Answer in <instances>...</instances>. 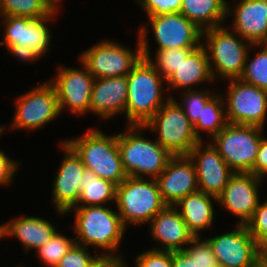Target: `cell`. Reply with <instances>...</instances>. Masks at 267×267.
Returning <instances> with one entry per match:
<instances>
[{"label":"cell","instance_id":"6da1fadb","mask_svg":"<svg viewBox=\"0 0 267 267\" xmlns=\"http://www.w3.org/2000/svg\"><path fill=\"white\" fill-rule=\"evenodd\" d=\"M75 209V225L76 234L75 243L88 247L94 245L96 248L108 250L109 254H103L123 262L120 255H113L119 248V244L127 229L118 212L105 206H74L66 213ZM78 239V240H77Z\"/></svg>","mask_w":267,"mask_h":267},{"label":"cell","instance_id":"7a4b0ae2","mask_svg":"<svg viewBox=\"0 0 267 267\" xmlns=\"http://www.w3.org/2000/svg\"><path fill=\"white\" fill-rule=\"evenodd\" d=\"M128 98L125 114L128 125H145L165 104L163 85L166 80L144 57L133 66L127 75Z\"/></svg>","mask_w":267,"mask_h":267},{"label":"cell","instance_id":"3957f363","mask_svg":"<svg viewBox=\"0 0 267 267\" xmlns=\"http://www.w3.org/2000/svg\"><path fill=\"white\" fill-rule=\"evenodd\" d=\"M127 126L124 134L117 135L120 158L127 176L144 178L147 175L156 179L173 155L156 140L151 141L137 132L144 131V125Z\"/></svg>","mask_w":267,"mask_h":267},{"label":"cell","instance_id":"277c9868","mask_svg":"<svg viewBox=\"0 0 267 267\" xmlns=\"http://www.w3.org/2000/svg\"><path fill=\"white\" fill-rule=\"evenodd\" d=\"M88 130L82 137L64 142L75 151L85 168L118 186L128 176L120 158L117 135L107 136L95 128Z\"/></svg>","mask_w":267,"mask_h":267},{"label":"cell","instance_id":"5b68a950","mask_svg":"<svg viewBox=\"0 0 267 267\" xmlns=\"http://www.w3.org/2000/svg\"><path fill=\"white\" fill-rule=\"evenodd\" d=\"M115 202L125 227L150 222L166 206L156 179L131 176L116 186Z\"/></svg>","mask_w":267,"mask_h":267},{"label":"cell","instance_id":"8992f818","mask_svg":"<svg viewBox=\"0 0 267 267\" xmlns=\"http://www.w3.org/2000/svg\"><path fill=\"white\" fill-rule=\"evenodd\" d=\"M58 9L48 17L32 19L21 16H1L5 26L4 40L0 46L5 47L15 57L23 61H37L49 48L51 31L47 23L56 16ZM49 21V22H48Z\"/></svg>","mask_w":267,"mask_h":267},{"label":"cell","instance_id":"52a82bcc","mask_svg":"<svg viewBox=\"0 0 267 267\" xmlns=\"http://www.w3.org/2000/svg\"><path fill=\"white\" fill-rule=\"evenodd\" d=\"M234 33L232 34V31L226 30L222 25L202 31V39L205 36L206 43L201 44L207 51L214 80L218 79V75L225 80L238 79L243 72L248 49L252 43L241 36L239 39L236 36L237 33Z\"/></svg>","mask_w":267,"mask_h":267},{"label":"cell","instance_id":"ba28073f","mask_svg":"<svg viewBox=\"0 0 267 267\" xmlns=\"http://www.w3.org/2000/svg\"><path fill=\"white\" fill-rule=\"evenodd\" d=\"M168 98V99H167ZM166 103L144 125L158 134L157 142L173 156L188 155L200 140L193 124L173 97H167Z\"/></svg>","mask_w":267,"mask_h":267},{"label":"cell","instance_id":"9c48e42d","mask_svg":"<svg viewBox=\"0 0 267 267\" xmlns=\"http://www.w3.org/2000/svg\"><path fill=\"white\" fill-rule=\"evenodd\" d=\"M261 131L259 126L228 123L210 142L234 173H251L263 137Z\"/></svg>","mask_w":267,"mask_h":267},{"label":"cell","instance_id":"30bf717a","mask_svg":"<svg viewBox=\"0 0 267 267\" xmlns=\"http://www.w3.org/2000/svg\"><path fill=\"white\" fill-rule=\"evenodd\" d=\"M135 53V54H134ZM141 42L138 39L136 52L118 42L100 41L80 55V63L95 78L127 76L141 59Z\"/></svg>","mask_w":267,"mask_h":267},{"label":"cell","instance_id":"8fae6325","mask_svg":"<svg viewBox=\"0 0 267 267\" xmlns=\"http://www.w3.org/2000/svg\"><path fill=\"white\" fill-rule=\"evenodd\" d=\"M42 83L17 98L11 129L35 130L59 117L61 112L55 87L50 81Z\"/></svg>","mask_w":267,"mask_h":267},{"label":"cell","instance_id":"7c38bea8","mask_svg":"<svg viewBox=\"0 0 267 267\" xmlns=\"http://www.w3.org/2000/svg\"><path fill=\"white\" fill-rule=\"evenodd\" d=\"M225 105L230 124L264 127L267 91L238 79H230ZM227 102V103H226Z\"/></svg>","mask_w":267,"mask_h":267},{"label":"cell","instance_id":"4fadbf2b","mask_svg":"<svg viewBox=\"0 0 267 267\" xmlns=\"http://www.w3.org/2000/svg\"><path fill=\"white\" fill-rule=\"evenodd\" d=\"M217 262L224 267H258L257 242L246 225L238 224L231 232L206 239Z\"/></svg>","mask_w":267,"mask_h":267},{"label":"cell","instance_id":"5bb4252c","mask_svg":"<svg viewBox=\"0 0 267 267\" xmlns=\"http://www.w3.org/2000/svg\"><path fill=\"white\" fill-rule=\"evenodd\" d=\"M82 67L84 70L58 67L56 78L50 81L57 93L60 112L66 108L79 115L89 112L95 78L84 65Z\"/></svg>","mask_w":267,"mask_h":267},{"label":"cell","instance_id":"9a60e30c","mask_svg":"<svg viewBox=\"0 0 267 267\" xmlns=\"http://www.w3.org/2000/svg\"><path fill=\"white\" fill-rule=\"evenodd\" d=\"M202 143L203 141L198 142L188 156L196 169L199 191L217 197L224 190L234 172L211 142L206 143L203 150Z\"/></svg>","mask_w":267,"mask_h":267},{"label":"cell","instance_id":"2e32d148","mask_svg":"<svg viewBox=\"0 0 267 267\" xmlns=\"http://www.w3.org/2000/svg\"><path fill=\"white\" fill-rule=\"evenodd\" d=\"M261 179L252 173H234L217 196L218 204L224 205L227 211L240 218L239 224L245 225L258 206Z\"/></svg>","mask_w":267,"mask_h":267},{"label":"cell","instance_id":"e0dca14e","mask_svg":"<svg viewBox=\"0 0 267 267\" xmlns=\"http://www.w3.org/2000/svg\"><path fill=\"white\" fill-rule=\"evenodd\" d=\"M148 18L159 46L157 50L202 45V30L180 12Z\"/></svg>","mask_w":267,"mask_h":267},{"label":"cell","instance_id":"ac0fdd59","mask_svg":"<svg viewBox=\"0 0 267 267\" xmlns=\"http://www.w3.org/2000/svg\"><path fill=\"white\" fill-rule=\"evenodd\" d=\"M62 142L60 145L66 155L64 154L59 170L54 176L52 188L54 208L61 216L66 215V212L78 203L81 194L79 182L85 171L79 156L66 142Z\"/></svg>","mask_w":267,"mask_h":267},{"label":"cell","instance_id":"d6986e66","mask_svg":"<svg viewBox=\"0 0 267 267\" xmlns=\"http://www.w3.org/2000/svg\"><path fill=\"white\" fill-rule=\"evenodd\" d=\"M156 180L163 202L170 206L199 190L196 169L188 155L173 156Z\"/></svg>","mask_w":267,"mask_h":267},{"label":"cell","instance_id":"ffe728a7","mask_svg":"<svg viewBox=\"0 0 267 267\" xmlns=\"http://www.w3.org/2000/svg\"><path fill=\"white\" fill-rule=\"evenodd\" d=\"M149 228L153 239L161 245L154 250L180 251L194 238L177 208L170 205H166L150 220Z\"/></svg>","mask_w":267,"mask_h":267},{"label":"cell","instance_id":"44dd1931","mask_svg":"<svg viewBox=\"0 0 267 267\" xmlns=\"http://www.w3.org/2000/svg\"><path fill=\"white\" fill-rule=\"evenodd\" d=\"M128 98L127 76L95 79L92 86L90 113L102 119L125 112Z\"/></svg>","mask_w":267,"mask_h":267},{"label":"cell","instance_id":"7402d4cb","mask_svg":"<svg viewBox=\"0 0 267 267\" xmlns=\"http://www.w3.org/2000/svg\"><path fill=\"white\" fill-rule=\"evenodd\" d=\"M232 31L252 44L267 43V0H240Z\"/></svg>","mask_w":267,"mask_h":267},{"label":"cell","instance_id":"603a6c76","mask_svg":"<svg viewBox=\"0 0 267 267\" xmlns=\"http://www.w3.org/2000/svg\"><path fill=\"white\" fill-rule=\"evenodd\" d=\"M56 232L55 226L39 217H19L8 224L0 225L1 238L14 236L23 244L24 249H39Z\"/></svg>","mask_w":267,"mask_h":267},{"label":"cell","instance_id":"cb8c5ba5","mask_svg":"<svg viewBox=\"0 0 267 267\" xmlns=\"http://www.w3.org/2000/svg\"><path fill=\"white\" fill-rule=\"evenodd\" d=\"M212 198L217 201L216 196L198 190L183 197L174 205L176 208L180 207L177 211L194 237H199V232L209 228L213 223L215 210Z\"/></svg>","mask_w":267,"mask_h":267},{"label":"cell","instance_id":"d4e9b609","mask_svg":"<svg viewBox=\"0 0 267 267\" xmlns=\"http://www.w3.org/2000/svg\"><path fill=\"white\" fill-rule=\"evenodd\" d=\"M214 81L207 51L200 45L187 58L183 60L181 65L166 79V83L172 89L184 88L191 90L195 84ZM189 88V89H188Z\"/></svg>","mask_w":267,"mask_h":267},{"label":"cell","instance_id":"484cf974","mask_svg":"<svg viewBox=\"0 0 267 267\" xmlns=\"http://www.w3.org/2000/svg\"><path fill=\"white\" fill-rule=\"evenodd\" d=\"M225 0H182L180 13L202 31L221 26L230 12Z\"/></svg>","mask_w":267,"mask_h":267},{"label":"cell","instance_id":"4316f807","mask_svg":"<svg viewBox=\"0 0 267 267\" xmlns=\"http://www.w3.org/2000/svg\"><path fill=\"white\" fill-rule=\"evenodd\" d=\"M146 25L140 27L139 38L141 42L142 57L147 58L156 71L166 80L183 62L186 58L198 47H185V48H169L157 50L156 64L151 58V53L147 40Z\"/></svg>","mask_w":267,"mask_h":267},{"label":"cell","instance_id":"83f0119b","mask_svg":"<svg viewBox=\"0 0 267 267\" xmlns=\"http://www.w3.org/2000/svg\"><path fill=\"white\" fill-rule=\"evenodd\" d=\"M79 188L81 194L75 206H103L107 202L115 201L116 185L98 177L87 168L79 182Z\"/></svg>","mask_w":267,"mask_h":267},{"label":"cell","instance_id":"f1b7e54d","mask_svg":"<svg viewBox=\"0 0 267 267\" xmlns=\"http://www.w3.org/2000/svg\"><path fill=\"white\" fill-rule=\"evenodd\" d=\"M224 98L215 94L204 106L197 122L193 125L194 132L200 141L201 132L206 131L210 137L217 135L227 124Z\"/></svg>","mask_w":267,"mask_h":267},{"label":"cell","instance_id":"f546056e","mask_svg":"<svg viewBox=\"0 0 267 267\" xmlns=\"http://www.w3.org/2000/svg\"><path fill=\"white\" fill-rule=\"evenodd\" d=\"M56 10L49 0H0V16L38 19L52 15Z\"/></svg>","mask_w":267,"mask_h":267},{"label":"cell","instance_id":"4dcf8cb0","mask_svg":"<svg viewBox=\"0 0 267 267\" xmlns=\"http://www.w3.org/2000/svg\"><path fill=\"white\" fill-rule=\"evenodd\" d=\"M251 47H261V50L250 62L249 50L239 79L267 91V43L252 44Z\"/></svg>","mask_w":267,"mask_h":267},{"label":"cell","instance_id":"1f68e13d","mask_svg":"<svg viewBox=\"0 0 267 267\" xmlns=\"http://www.w3.org/2000/svg\"><path fill=\"white\" fill-rule=\"evenodd\" d=\"M74 244V238L69 239L56 231L36 252L46 266L55 267Z\"/></svg>","mask_w":267,"mask_h":267},{"label":"cell","instance_id":"d6a6232c","mask_svg":"<svg viewBox=\"0 0 267 267\" xmlns=\"http://www.w3.org/2000/svg\"><path fill=\"white\" fill-rule=\"evenodd\" d=\"M202 91L187 90L182 97L181 105L177 102L193 125L197 122L206 103L215 95L214 93L211 94L209 90Z\"/></svg>","mask_w":267,"mask_h":267},{"label":"cell","instance_id":"836d02e7","mask_svg":"<svg viewBox=\"0 0 267 267\" xmlns=\"http://www.w3.org/2000/svg\"><path fill=\"white\" fill-rule=\"evenodd\" d=\"M188 245L189 248H184L183 251L190 257L194 258L195 262L199 267H212L217 264V259L209 242L205 240H200L199 237H194Z\"/></svg>","mask_w":267,"mask_h":267},{"label":"cell","instance_id":"e575fe53","mask_svg":"<svg viewBox=\"0 0 267 267\" xmlns=\"http://www.w3.org/2000/svg\"><path fill=\"white\" fill-rule=\"evenodd\" d=\"M87 249L75 243L55 267H89L100 255L91 256Z\"/></svg>","mask_w":267,"mask_h":267},{"label":"cell","instance_id":"d590c367","mask_svg":"<svg viewBox=\"0 0 267 267\" xmlns=\"http://www.w3.org/2000/svg\"><path fill=\"white\" fill-rule=\"evenodd\" d=\"M245 225L256 242L267 236V200L264 203L259 201L251 219Z\"/></svg>","mask_w":267,"mask_h":267},{"label":"cell","instance_id":"8d00e7d4","mask_svg":"<svg viewBox=\"0 0 267 267\" xmlns=\"http://www.w3.org/2000/svg\"><path fill=\"white\" fill-rule=\"evenodd\" d=\"M147 16L179 13L182 0H138Z\"/></svg>","mask_w":267,"mask_h":267},{"label":"cell","instance_id":"74e56055","mask_svg":"<svg viewBox=\"0 0 267 267\" xmlns=\"http://www.w3.org/2000/svg\"><path fill=\"white\" fill-rule=\"evenodd\" d=\"M172 252L150 249L136 257L137 267H171Z\"/></svg>","mask_w":267,"mask_h":267},{"label":"cell","instance_id":"f35d334b","mask_svg":"<svg viewBox=\"0 0 267 267\" xmlns=\"http://www.w3.org/2000/svg\"><path fill=\"white\" fill-rule=\"evenodd\" d=\"M18 167V162L10 159L2 150H0V185L10 184Z\"/></svg>","mask_w":267,"mask_h":267},{"label":"cell","instance_id":"ab89813d","mask_svg":"<svg viewBox=\"0 0 267 267\" xmlns=\"http://www.w3.org/2000/svg\"><path fill=\"white\" fill-rule=\"evenodd\" d=\"M251 173L262 178L267 175V138H261L255 164Z\"/></svg>","mask_w":267,"mask_h":267},{"label":"cell","instance_id":"60d3db41","mask_svg":"<svg viewBox=\"0 0 267 267\" xmlns=\"http://www.w3.org/2000/svg\"><path fill=\"white\" fill-rule=\"evenodd\" d=\"M171 267H199L194 258H190L183 250L172 252Z\"/></svg>","mask_w":267,"mask_h":267},{"label":"cell","instance_id":"b9f144b4","mask_svg":"<svg viewBox=\"0 0 267 267\" xmlns=\"http://www.w3.org/2000/svg\"><path fill=\"white\" fill-rule=\"evenodd\" d=\"M89 267H123V263L119 260L108 256H103L101 254L99 258Z\"/></svg>","mask_w":267,"mask_h":267},{"label":"cell","instance_id":"7bdbcfd3","mask_svg":"<svg viewBox=\"0 0 267 267\" xmlns=\"http://www.w3.org/2000/svg\"><path fill=\"white\" fill-rule=\"evenodd\" d=\"M258 263H267V236L257 242Z\"/></svg>","mask_w":267,"mask_h":267},{"label":"cell","instance_id":"ee69618b","mask_svg":"<svg viewBox=\"0 0 267 267\" xmlns=\"http://www.w3.org/2000/svg\"><path fill=\"white\" fill-rule=\"evenodd\" d=\"M49 1L58 9L57 4H59L58 2L61 0H49Z\"/></svg>","mask_w":267,"mask_h":267},{"label":"cell","instance_id":"f6af8a7d","mask_svg":"<svg viewBox=\"0 0 267 267\" xmlns=\"http://www.w3.org/2000/svg\"><path fill=\"white\" fill-rule=\"evenodd\" d=\"M259 266L258 267H267V263H258Z\"/></svg>","mask_w":267,"mask_h":267},{"label":"cell","instance_id":"bcb514c9","mask_svg":"<svg viewBox=\"0 0 267 267\" xmlns=\"http://www.w3.org/2000/svg\"><path fill=\"white\" fill-rule=\"evenodd\" d=\"M4 128H5V126H0V135L5 130Z\"/></svg>","mask_w":267,"mask_h":267},{"label":"cell","instance_id":"7dc6e473","mask_svg":"<svg viewBox=\"0 0 267 267\" xmlns=\"http://www.w3.org/2000/svg\"><path fill=\"white\" fill-rule=\"evenodd\" d=\"M212 267H224V266L217 263V264L213 265Z\"/></svg>","mask_w":267,"mask_h":267}]
</instances>
